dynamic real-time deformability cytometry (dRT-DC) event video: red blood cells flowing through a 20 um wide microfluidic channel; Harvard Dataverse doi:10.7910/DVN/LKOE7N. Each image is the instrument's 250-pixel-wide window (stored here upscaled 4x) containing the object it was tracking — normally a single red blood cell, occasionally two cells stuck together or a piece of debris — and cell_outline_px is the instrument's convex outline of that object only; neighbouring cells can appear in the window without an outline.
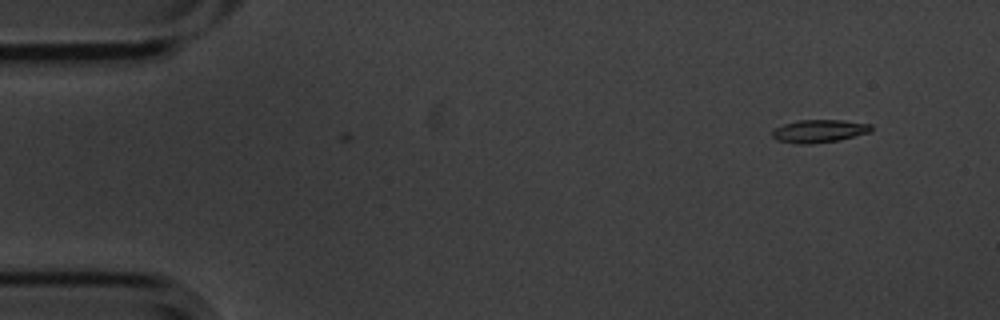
{"species": "common noctule bat (a hibernating species)", "species_latin": "Nyctalus noctula", "temperature_condition": "cold", "stored_images_in_passage": 4, "camera_frame_rate_fps": 3000, "um_per_image_px": 0.085, "animal": {"sex": "male", "body_mass_g": 20.1, "forearm_length_mm": 53.5}, "frame": {"image": 1, "passage_image": 1, "time_ms": 0.0, "image_size_px": [1000, 320], "cell_outline_px": [[872, 132], [840, 140], [812, 144], [796, 144], [776, 140], [772, 136], [772, 132], [776, 128], [784, 124], [796, 120], [844, 120], [872, 124]], "centroid_in_image_um": [69.66, 11.14], "position_along_channel_um": 15.3, "area_um2": 13.41}}
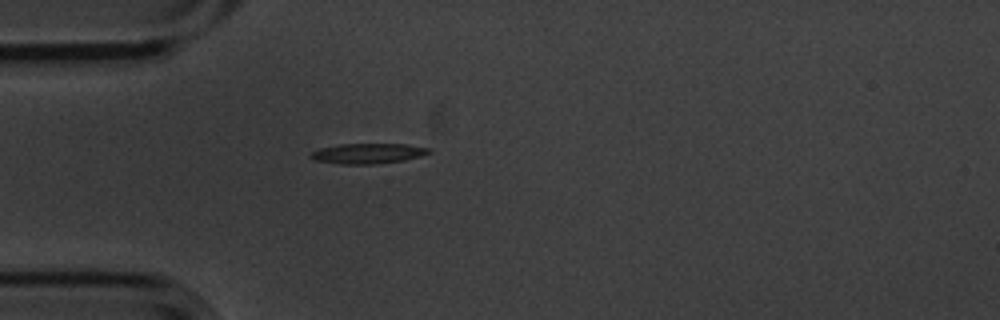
{"frame": {"image": 2, "passage_image": 4, "time_ms": 1.0, "image_size_px": [1000, 320], "cell_outline_px": [[432, 152], [420, 156], [404, 160], [376, 164], [340, 164], [312, 160], [308, 156], [312, 152], [320, 148], [340, 144], [404, 144], [428, 148]], "centroid_in_image_um": [31.22, 13.05], "position_along_channel_um": 53.8, "area_um2": 13.93}}